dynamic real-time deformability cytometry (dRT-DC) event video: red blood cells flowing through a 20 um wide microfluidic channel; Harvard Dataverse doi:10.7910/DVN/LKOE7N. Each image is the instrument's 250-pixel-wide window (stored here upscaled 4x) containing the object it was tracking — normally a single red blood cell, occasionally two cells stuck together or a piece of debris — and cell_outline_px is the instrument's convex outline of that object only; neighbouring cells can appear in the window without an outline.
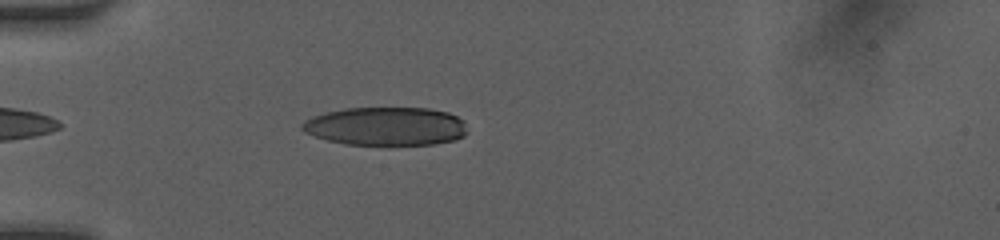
{"species": "human", "species_latin": "Homo sapiens", "temperature_condition": "room temperature", "stored_images_in_passage": 35, "camera_frame_rate_fps": 3000, "um_per_image_px": 0.085, "donor": {"sex": "female"}, "frame": {"image": 1, "passage_image": 3, "time_ms": 0.333, "image_size_px": [1000, 240], "cell_outline_px": [[468, 132], [464, 136], [456, 140], [432, 144], [388, 148], [344, 144], [328, 140], [304, 132], [300, 128], [300, 124], [304, 120], [312, 116], [344, 108], [428, 108], [448, 112], [464, 120]], "centroid_in_image_um": [32.82, 10.78], "position_along_channel_um": 52.2, "area_um2": 38.32}}
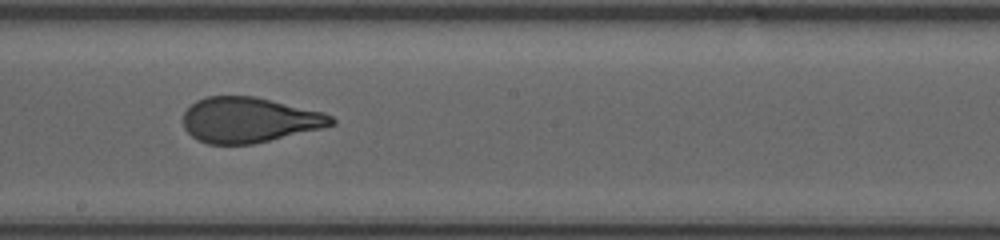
{"frame": {"image": 2, "passage_image": 18, "time_ms": 5.0, "image_size_px": [1000, 240], "cell_outline_px": [[336, 124], [320, 128], [252, 144], [208, 144], [196, 140], [184, 128], [184, 112], [196, 100], [208, 96], [256, 96], [324, 112], [332, 116], [336, 120]], "centroid_in_image_um": [21.17, 10.18], "position_along_channel_um": 227.0, "area_um2": 39.02}}
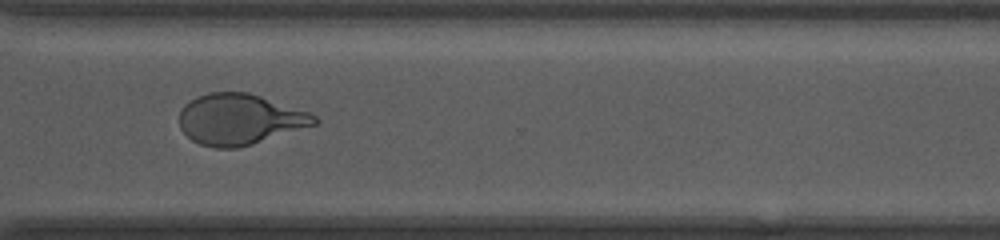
{"frame": {"image": 3, "passage_image": 27, "time_ms": 8.0, "image_size_px": [1000, 240], "cell_outline_px": [[320, 120], [316, 124], [252, 144], [236, 148], [216, 148], [200, 144], [192, 140], [180, 128], [180, 108], [188, 100], [196, 96], [208, 92], [248, 92], [312, 112]], "centroid_in_image_um": [20.37, 10.12], "position_along_channel_um": 350.2, "area_um2": 40.17}, "authors_computed_cell_mechanics": {"area_um2": 40.171, "velocity_mm_per_s": 4.131, "shape_relaxation_time_tau1_ms": 5.5773, "shape_relaxation_time_tau2_ms": null, "deformation_change_tau1": 0.2128, "deformation_change_tau2": null}}